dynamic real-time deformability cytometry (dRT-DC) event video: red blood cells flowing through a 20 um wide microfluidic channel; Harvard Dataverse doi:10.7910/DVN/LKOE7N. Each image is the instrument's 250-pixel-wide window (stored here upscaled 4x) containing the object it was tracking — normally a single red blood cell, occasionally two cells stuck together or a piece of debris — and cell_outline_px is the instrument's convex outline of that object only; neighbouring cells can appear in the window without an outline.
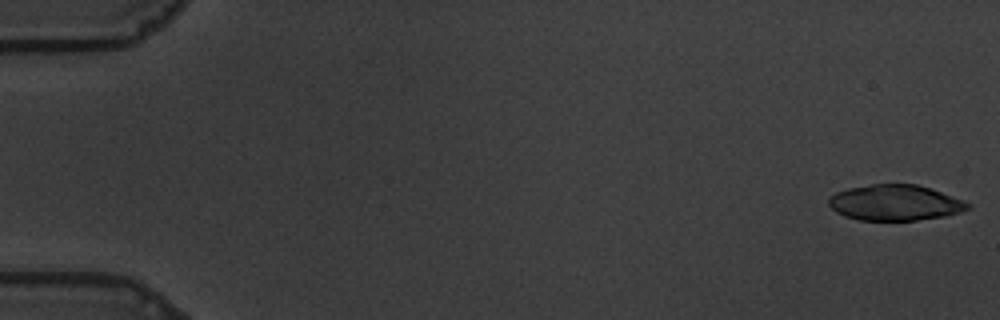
{"species": "common noctule bat (a hibernating species)", "species_latin": "Nyctalus noctula", "temperature_condition": "warm", "stored_images_in_passage": 57, "camera_frame_rate_fps": 3000, "um_per_image_px": 0.085, "animal": {"sex": "male", "body_mass_g": 19.5, "forearm_length_mm": 54.6}, "frame": {"image": 1, "passage_image": 1, "time_ms": 0.0, "image_size_px": [1000, 320], "cell_outline_px": [[972, 208], [960, 212], [944, 216], [916, 220], [860, 220], [844, 216], [836, 212], [828, 204], [828, 200], [836, 192], [848, 188], [872, 184], [916, 184], [932, 188], [972, 204]], "centroid_in_image_um": [76.1, 17.22], "position_along_channel_um": 8.9, "area_um2": 28.96}}